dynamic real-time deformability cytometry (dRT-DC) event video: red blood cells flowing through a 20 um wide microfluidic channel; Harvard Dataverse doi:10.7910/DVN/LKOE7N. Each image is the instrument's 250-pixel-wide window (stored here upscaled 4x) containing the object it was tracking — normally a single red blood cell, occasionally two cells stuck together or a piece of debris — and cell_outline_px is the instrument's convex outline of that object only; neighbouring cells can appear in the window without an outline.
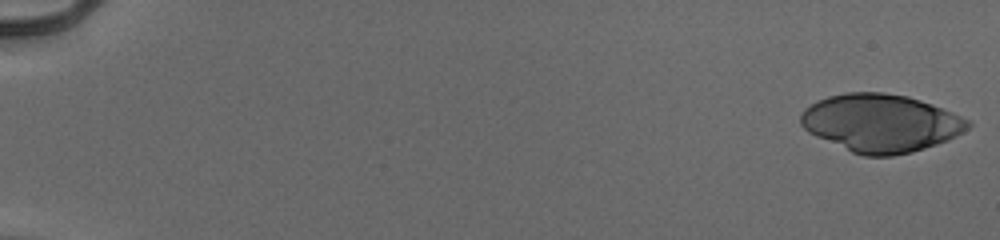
{"species": "human", "species_latin": "Homo sapiens", "temperature_condition": "cold", "stored_images_in_passage": 53, "camera_frame_rate_fps": 3000, "um_per_image_px": 0.085, "donor": {"sex": "male"}, "frame": {"image": 1, "passage_image": 1, "time_ms": 0.0, "image_size_px": [1000, 240], "cell_outline_px": [[972, 124], [964, 132], [948, 140], [912, 152], [892, 156], [864, 156], [852, 152], [816, 136], [808, 132], [800, 124], [800, 112], [804, 108], [816, 100], [828, 96], [844, 92], [884, 92], [908, 96], [932, 104], [952, 112], [968, 120]], "centroid_in_image_um": [74.84, 10.45], "position_along_channel_um": 10.2, "area_um2": 56.53}}
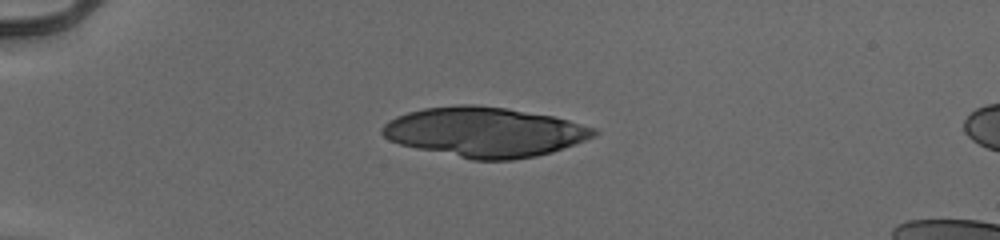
{"frame": {"image": 2, "passage_image": 15, "time_ms": 4.667, "image_size_px": [1000, 240], "cell_outline_px": [[600, 132], [584, 140], [552, 152], [536, 156], [512, 160], [472, 160], [416, 148], [400, 144], [388, 140], [380, 132], [380, 128], [388, 120], [396, 116], [408, 112], [424, 108], [456, 104], [472, 104], [508, 108], [552, 116], [568, 120], [596, 128]], "centroid_in_image_um": [41.15, 11.22], "position_along_channel_um": 43.8, "area_um2": 61.5}}
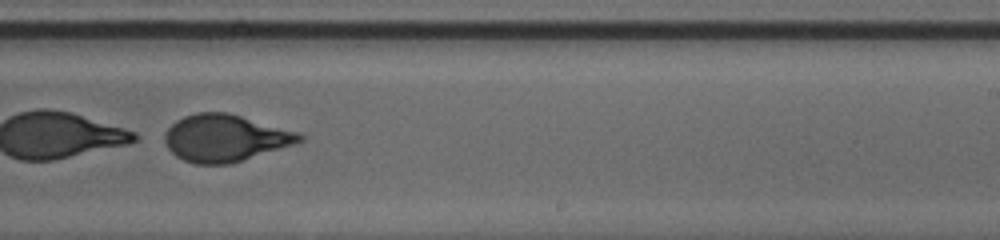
{"frame": {"image": 3, "passage_image": 36, "time_ms": 11.667, "image_size_px": [1000, 240], "cell_outline_px": [[304, 140], [292, 144], [228, 164], [196, 164], [184, 160], [176, 156], [168, 148], [164, 140], [164, 136], [168, 128], [176, 120], [184, 116], [196, 112], [228, 112], [300, 132], [304, 136]], "centroid_in_image_um": [19.11, 11.71], "position_along_channel_um": 269.9, "area_um2": 36.65}}